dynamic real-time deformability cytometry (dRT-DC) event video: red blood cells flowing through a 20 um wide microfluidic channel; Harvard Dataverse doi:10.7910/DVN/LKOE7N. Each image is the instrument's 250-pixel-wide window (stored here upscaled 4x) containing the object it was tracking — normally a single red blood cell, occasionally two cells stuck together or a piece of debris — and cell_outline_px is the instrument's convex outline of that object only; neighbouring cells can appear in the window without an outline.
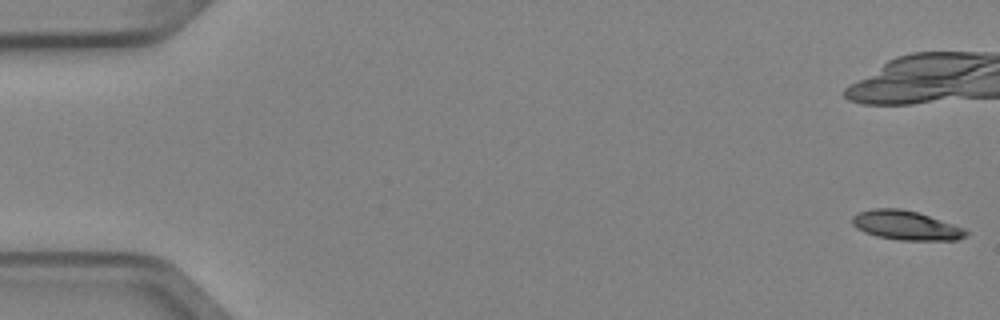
{"species": "Egyptian fruit bat (a non-hibernating species)", "species_latin": "Rousettus aegyptiacus", "temperature_condition": "cold", "stored_images_in_passage": 5, "camera_frame_rate_fps": 3000, "um_per_image_px": 0.085, "animal": {"sex": "female"}, "frame": {"image": 1, "passage_image": 1, "time_ms": 0.0, "image_size_px": [1000, 320], "cell_outline_px": [[968, 236], [956, 240], [896, 240], [876, 236], [864, 232], [856, 228], [852, 224], [852, 216], [860, 212], [872, 208], [900, 208], [916, 212], [964, 228], [968, 232]], "centroid_in_image_um": [76.98, 19.16], "position_along_channel_um": 8.0, "area_um2": 19.31}}